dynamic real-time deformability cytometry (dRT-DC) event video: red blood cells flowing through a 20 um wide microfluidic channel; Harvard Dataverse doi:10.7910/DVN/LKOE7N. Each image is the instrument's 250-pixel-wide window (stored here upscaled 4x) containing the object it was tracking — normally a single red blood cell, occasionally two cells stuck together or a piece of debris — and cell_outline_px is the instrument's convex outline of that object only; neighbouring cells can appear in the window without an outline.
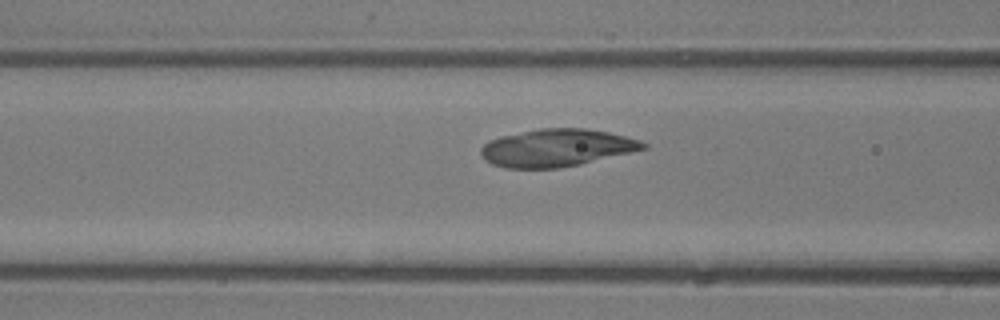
{"species": "common noctule bat (a hibernating species)", "species_latin": "Nyctalus noctula", "temperature_condition": "room temperature", "stored_images_in_passage": 9, "camera_frame_rate_fps": 3000, "um_per_image_px": 0.085, "animal": {"sex": "male", "body_mass_g": 13.3}, "frame": {"image": 1, "passage_image": 7, "time_ms": 2.0, "image_size_px": [1000, 320], "cell_outline_px": [[648, 148], [632, 152], [580, 164], [560, 168], [504, 168], [492, 164], [484, 160], [480, 152], [480, 148], [488, 140], [500, 136], [540, 128], [584, 128], [608, 132], [640, 140], [648, 144]], "centroid_in_image_um": [47.29, 12.56], "position_along_channel_um": 119.3, "area_um2": 35.6}}